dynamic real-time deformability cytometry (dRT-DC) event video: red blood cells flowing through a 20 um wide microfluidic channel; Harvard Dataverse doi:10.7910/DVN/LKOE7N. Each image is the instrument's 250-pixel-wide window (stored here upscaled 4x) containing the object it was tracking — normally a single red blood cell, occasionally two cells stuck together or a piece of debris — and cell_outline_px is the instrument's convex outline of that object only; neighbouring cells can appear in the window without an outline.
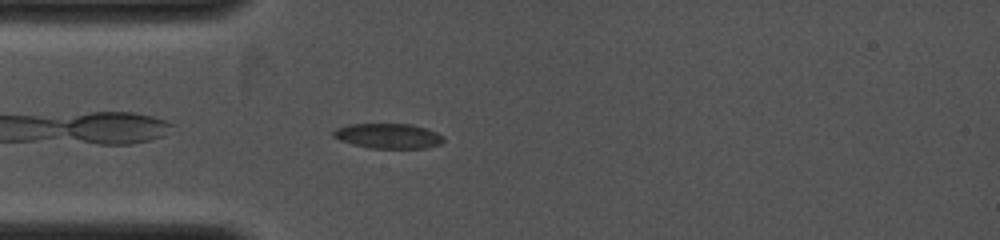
{"species": "common noctule bat (a hibernating species)", "species_latin": "Nyctalus noctula", "temperature_condition": "cold", "stored_images_in_passage": 25, "camera_frame_rate_fps": 4000, "um_per_image_px": 0.085, "animal": {"sex": "female", "body_mass_g": 19.0, "forearm_length_mm": 53.3}, "frame": {"image": 1, "passage_image": 2, "time_ms": 0.5, "image_size_px": [1000, 240], "cell_outline_px": [[444, 140], [440, 144], [424, 148], [372, 148], [352, 144], [340, 140], [332, 136], [332, 132], [336, 128], [348, 124], [412, 124], [436, 132], [444, 136]], "centroid_in_image_um": [32.98, 11.55], "position_along_channel_um": 52.0, "area_um2": 16.01}}
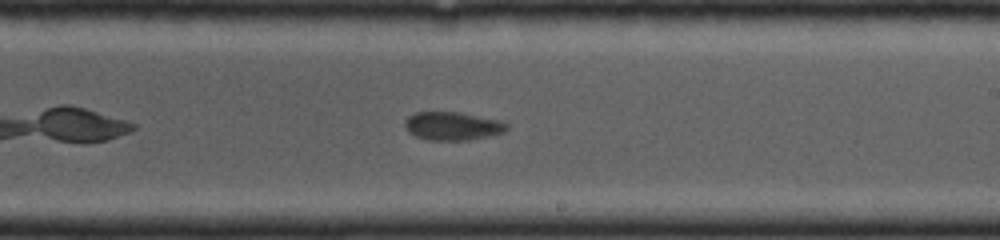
{"frame": {"image": 2, "passage_image": 13, "time_ms": 4.75, "image_size_px": [1000, 240], "cell_outline_px": [[508, 128], [504, 132], [492, 136], [468, 140], [424, 140], [408, 132], [404, 128], [404, 120], [408, 116], [416, 112], [460, 112], [504, 120], [508, 124]], "centroid_in_image_um": [38.49, 10.71], "position_along_channel_um": 250.5, "area_um2": 17.28}}
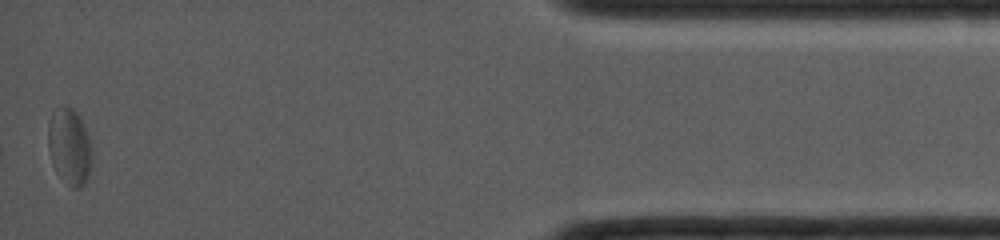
{"frame": {"image": 3, "passage_image": 25, "time_ms": 9.75, "image_size_px": [1000, 240], "cell_outline_px": [[88, 176], [84, 184], [80, 188], [72, 188], [52, 164], [48, 148], [48, 124], [52, 112], [56, 108], [72, 108], [80, 116], [84, 124], [88, 136]], "centroid_in_image_um": [5.85, 12.41], "position_along_channel_um": 429.3, "area_um2": 18.61}}